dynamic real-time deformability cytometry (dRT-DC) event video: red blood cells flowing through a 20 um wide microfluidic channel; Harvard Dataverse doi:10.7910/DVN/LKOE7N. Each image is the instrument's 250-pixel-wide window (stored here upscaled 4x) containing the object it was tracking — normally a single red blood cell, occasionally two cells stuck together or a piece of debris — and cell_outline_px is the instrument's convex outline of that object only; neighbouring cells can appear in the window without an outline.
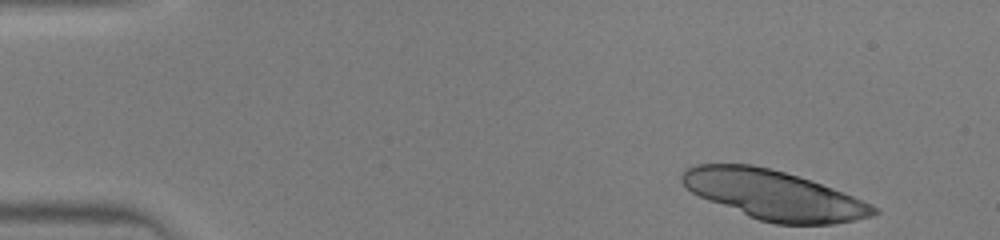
{"species": "human", "species_latin": "Homo sapiens", "temperature_condition": "warm", "stored_images_in_passage": 41, "camera_frame_rate_fps": 3000, "um_per_image_px": 0.085, "donor": {"sex": "male"}, "frame": {"image": 1, "passage_image": 1, "time_ms": 0.0, "image_size_px": [1000, 240], "cell_outline_px": [[880, 212], [872, 216], [832, 224], [776, 224], [760, 220], [748, 216], [708, 200], [692, 192], [680, 180], [680, 176], [688, 168], [696, 164], [752, 164], [784, 172], [832, 188], [872, 204], [880, 208]], "centroid_in_image_um": [65.78, 16.58], "position_along_channel_um": 19.2, "area_um2": 54.33}}
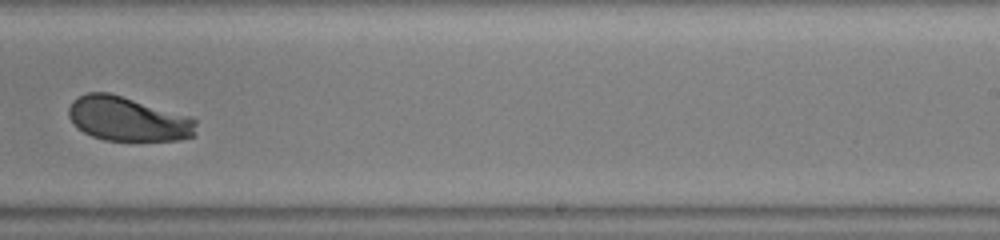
{"frame": {"image": 2, "passage_image": 26, "time_ms": 8.333, "image_size_px": [1000, 240], "cell_outline_px": [[196, 132], [192, 136], [180, 140], [104, 140], [92, 136], [84, 132], [72, 124], [68, 116], [68, 108], [72, 100], [76, 96], [88, 92], [108, 92], [188, 116], [196, 120]], "centroid_in_image_um": [10.81, 10.11], "position_along_channel_um": 278.2, "area_um2": 32.77}}
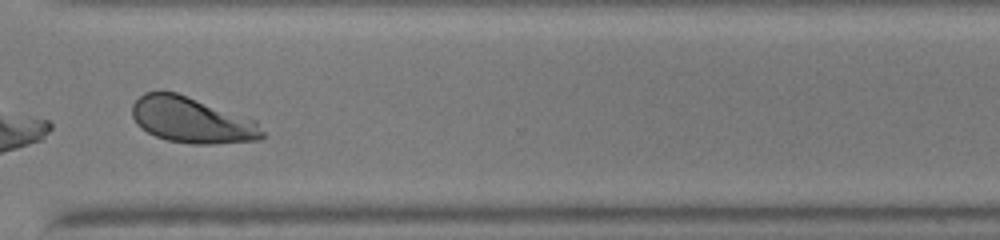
{"frame": {"image": 3, "passage_image": 31, "time_ms": 10.0, "image_size_px": [1000, 240], "cell_outline_px": [[268, 136], [260, 140], [212, 144], [192, 144], [168, 140], [156, 136], [140, 128], [136, 124], [132, 116], [132, 104], [144, 92], [160, 88], [176, 92], [188, 96], [256, 120]], "centroid_in_image_um": [16.3, 10.19], "position_along_channel_um": 354.3, "area_um2": 35.37}}